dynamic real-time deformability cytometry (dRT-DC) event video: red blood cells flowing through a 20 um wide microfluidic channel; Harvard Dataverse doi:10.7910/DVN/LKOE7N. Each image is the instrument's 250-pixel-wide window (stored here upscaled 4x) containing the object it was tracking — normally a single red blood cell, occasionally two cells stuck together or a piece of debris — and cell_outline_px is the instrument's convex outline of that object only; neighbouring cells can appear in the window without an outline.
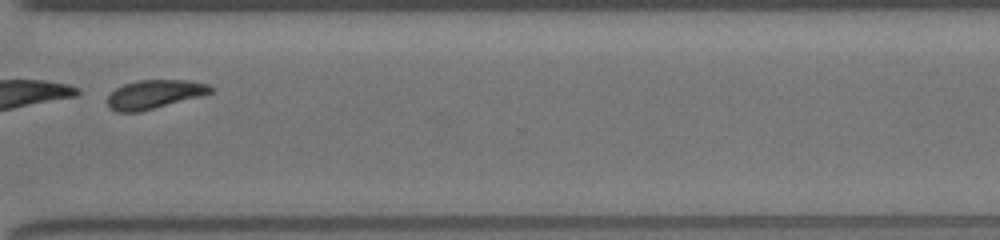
{"species": "common noctule bat (a hibernating species)", "species_latin": "Nyctalus noctula", "temperature_condition": "room temperature", "stored_images_in_passage": 37, "segment_of_instrument_passage": [2, 2], "camera_frame_rate_fps": 3000, "um_per_image_px": 0.085, "animal": {"sex": "female", "body_mass_g": 19.5, "forearm_length_mm": 54.1}, "frame": {"image": 1, "passage_image": 26, "time_ms": 8.333, "image_size_px": [1000, 240], "cell_outline_px": [[212, 92], [204, 96], [140, 112], [116, 112], [108, 108], [108, 96], [116, 88], [124, 84], [136, 80], [188, 80], [208, 84], [212, 88]], "centroid_in_image_um": [13.14, 8.02], "position_along_channel_um": 357.5, "area_um2": 17.51}}